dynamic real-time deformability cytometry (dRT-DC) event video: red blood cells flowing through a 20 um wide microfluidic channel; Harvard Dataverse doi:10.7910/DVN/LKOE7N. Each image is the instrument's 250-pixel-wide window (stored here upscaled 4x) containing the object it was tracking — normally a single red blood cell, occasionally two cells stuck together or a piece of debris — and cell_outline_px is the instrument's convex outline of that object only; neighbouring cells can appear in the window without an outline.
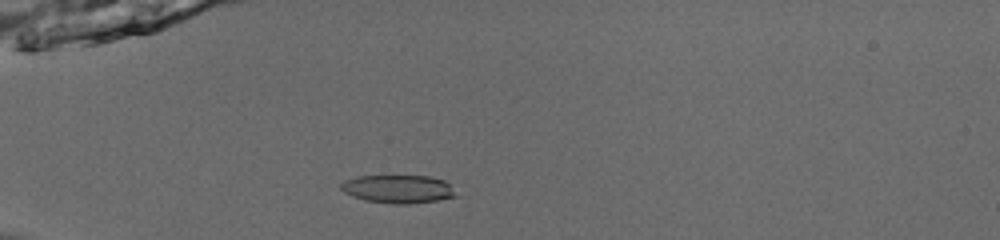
{"species": "common noctule bat (a hibernating species)", "species_latin": "Nyctalus noctula", "temperature_condition": "room temperature", "stored_images_in_passage": 54, "camera_frame_rate_fps": 3000, "um_per_image_px": 0.085, "animal": {"sex": "male", "body_mass_g": 13.0, "forearm_length_mm": 53.1}, "frame": {"image": 1, "passage_image": 18, "time_ms": 5.667, "image_size_px": [1000, 240], "cell_outline_px": [[456, 196], [436, 200], [408, 204], [392, 204], [364, 200], [352, 196], [344, 192], [340, 188], [340, 184], [344, 180], [356, 176], [428, 176], [444, 180], [448, 184]], "centroid_in_image_um": [33.76, 16.06], "position_along_channel_um": 51.2, "area_um2": 18.73}}
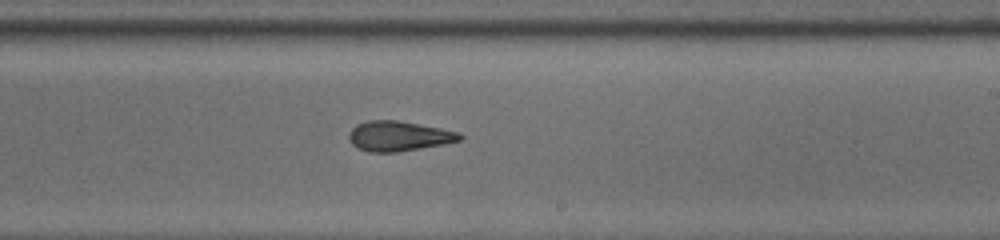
{"frame": {"image": 2, "passage_image": 35, "time_ms": 11.333, "image_size_px": [1000, 240], "cell_outline_px": [[464, 136], [460, 140], [444, 144], [396, 152], [368, 152], [356, 148], [348, 140], [348, 132], [356, 124], [368, 120], [400, 120], [440, 128], [456, 132]], "centroid_in_image_um": [33.82, 11.56], "position_along_channel_um": 255.2, "area_um2": 19.48}}
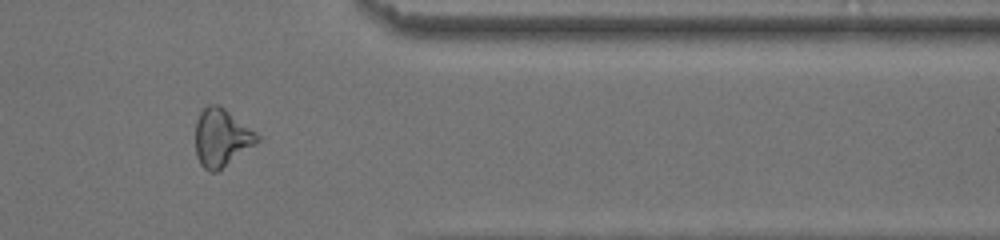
{"frame": {"image": 3, "passage_image": 46, "time_ms": 15.0, "image_size_px": [1000, 240], "cell_outline_px": [[260, 140], [256, 144], [216, 172], [208, 172], [200, 164], [196, 156], [196, 120], [200, 112], [208, 104], [216, 104], [224, 108], [256, 132], [260, 136]], "centroid_in_image_um": [18.82, 11.71], "position_along_channel_um": 392.6, "area_um2": 20.69}, "authors_computed_cell_mechanics": {"area_um2": 19.9988, "velocity_mm_per_s": 3.9476, "shape_relaxation_time_tau1_ms": 4.2836, "shape_relaxation_time_tau2_ms": 1.9619, "deformation_change_tau1": 0.1475, "deformation_change_tau2": 0.1117}}